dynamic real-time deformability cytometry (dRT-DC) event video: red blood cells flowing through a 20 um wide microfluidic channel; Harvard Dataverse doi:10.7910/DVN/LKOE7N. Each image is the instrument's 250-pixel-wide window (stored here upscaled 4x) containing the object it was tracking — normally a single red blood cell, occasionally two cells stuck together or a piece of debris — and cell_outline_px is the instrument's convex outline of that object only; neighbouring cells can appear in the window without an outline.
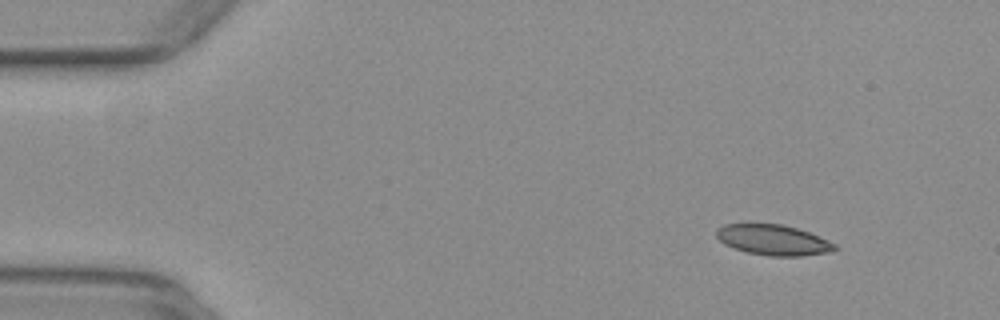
{"species": "common noctule bat (a hibernating species)", "species_latin": "Nyctalus noctula", "temperature_condition": "warm", "stored_images_in_passage": 47, "camera_frame_rate_fps": 3000, "um_per_image_px": 0.085, "animal": {"sex": "female", "body_mass_g": 29.2, "forearm_length_mm": 56.3}, "frame": {"image": 1, "passage_image": 1, "time_ms": 0.0, "image_size_px": [1000, 320], "cell_outline_px": [[840, 248], [832, 252], [800, 256], [768, 256], [748, 252], [732, 248], [724, 244], [716, 236], [716, 228], [724, 224], [744, 220], [780, 224], [796, 228], [808, 232], [828, 240], [836, 244]], "centroid_in_image_um": [65.66, 20.35], "position_along_channel_um": 19.3, "area_um2": 21.91}}
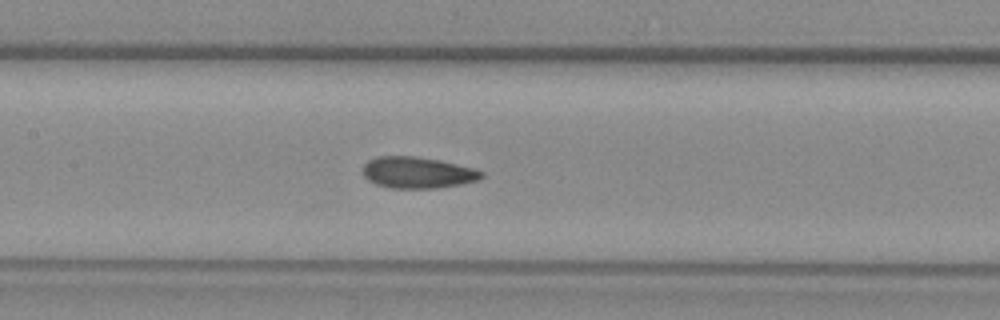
{"frame": {"image": 2, "passage_image": 20, "time_ms": 6.333, "image_size_px": [1000, 320], "cell_outline_px": [[484, 176], [480, 180], [460, 184], [436, 188], [388, 188], [376, 184], [368, 180], [364, 176], [364, 164], [368, 160], [380, 156], [412, 156], [440, 160], [472, 168], [484, 172]], "centroid_in_image_um": [35.5, 14.67], "position_along_channel_um": 171.9, "area_um2": 21.62}}
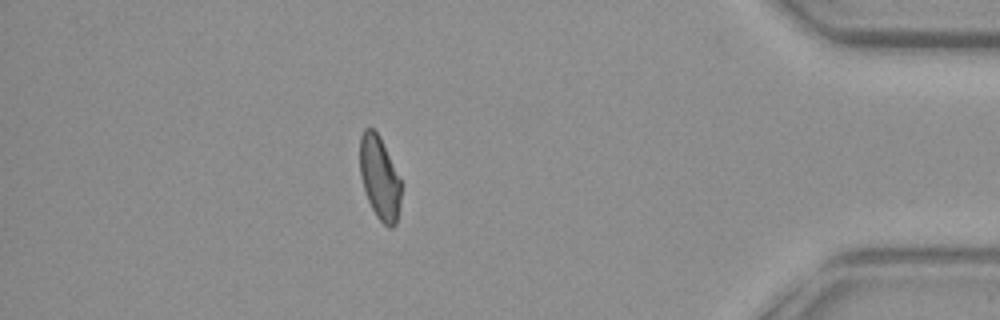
{"frame": {"image": 3, "passage_image": 41, "time_ms": 13.333, "image_size_px": [1000, 320], "cell_outline_px": [[400, 204], [396, 224], [392, 228], [388, 228], [376, 216], [368, 200], [360, 176], [360, 136], [364, 128], [372, 128], [380, 136], [400, 180]], "centroid_in_image_um": [32.25, 15.13], "position_along_channel_um": 403.0, "area_um2": 19.77}, "authors_computed_cell_mechanics": {"area_um2": 21.4438, "velocity_mm_per_s": 3.9507, "shape_relaxation_time_tau1_ms": null, "shape_relaxation_time_tau2_ms": 1.9749, "deformation_change_tau1": null, "deformation_change_tau2": 0.0824}}